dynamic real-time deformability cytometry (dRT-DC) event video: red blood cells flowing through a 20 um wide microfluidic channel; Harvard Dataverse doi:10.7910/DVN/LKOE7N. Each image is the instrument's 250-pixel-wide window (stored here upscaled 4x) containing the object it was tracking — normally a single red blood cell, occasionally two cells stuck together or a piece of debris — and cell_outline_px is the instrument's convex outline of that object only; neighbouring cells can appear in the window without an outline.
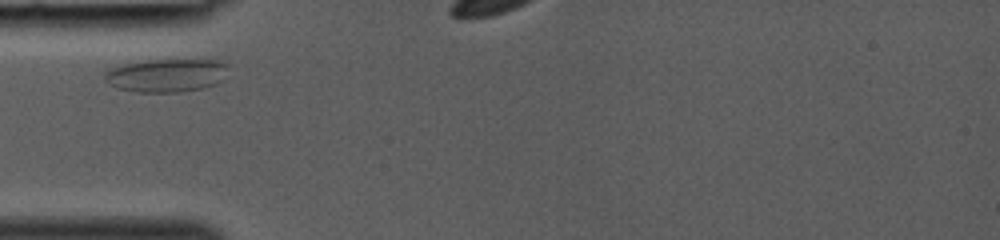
{"species": "common noctule bat (a hibernating species)", "species_latin": "Nyctalus noctula", "temperature_condition": "room temperature", "stored_images_in_passage": 6, "camera_frame_rate_fps": 3000, "um_per_image_px": 0.085, "animal": {"sex": "female", "body_mass_g": 19.0, "forearm_length_mm": 53.3}, "frame": {"image": 1, "passage_image": 1, "time_ms": 0.0, "image_size_px": [1000, 240], "cell_outline_px": [[228, 64], [224, 80], [216, 84], [204, 88], [180, 92], [136, 92], [116, 88], [104, 80], [104, 76], [108, 68], [124, 64], [148, 60], [228, 60]], "centroid_in_image_um": [14.18, 6.4], "position_along_channel_um": 70.8, "area_um2": 24.28}}
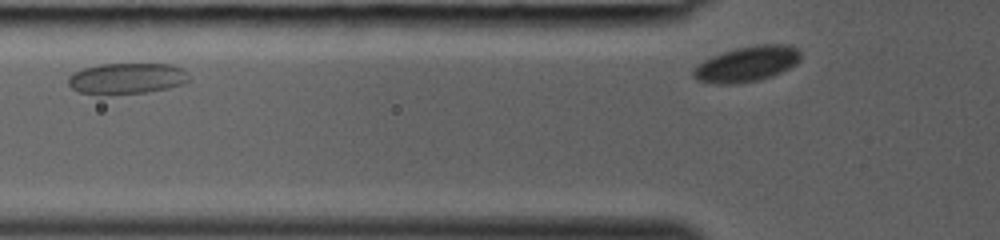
{"frame": {"image": 2, "passage_image": 4, "time_ms": 1.0, "image_size_px": [1000, 240], "cell_outline_px": [[192, 80], [184, 84], [168, 88], [144, 92], [100, 96], [80, 92], [72, 88], [68, 84], [68, 76], [72, 72], [84, 68], [100, 64], [172, 64], [188, 72]], "centroid_in_image_um": [10.78, 6.68], "position_along_channel_um": 115.0, "area_um2": 22.25}}